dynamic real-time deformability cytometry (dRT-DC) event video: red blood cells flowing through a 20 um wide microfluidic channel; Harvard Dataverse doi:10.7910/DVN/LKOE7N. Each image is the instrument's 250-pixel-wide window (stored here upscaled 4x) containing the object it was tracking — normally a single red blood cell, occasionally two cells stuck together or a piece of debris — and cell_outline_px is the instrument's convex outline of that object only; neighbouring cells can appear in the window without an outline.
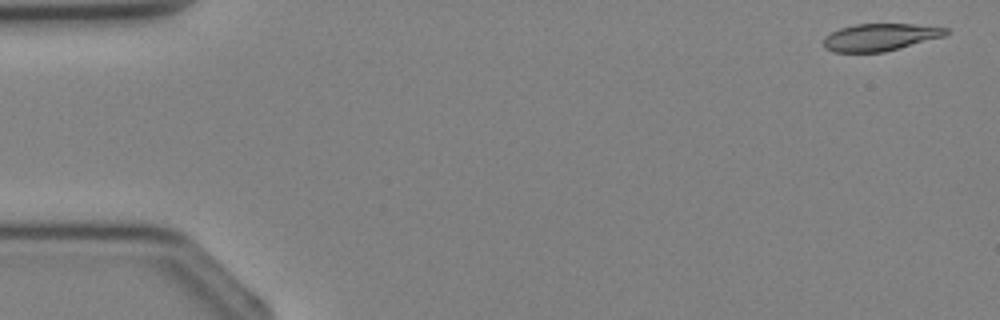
{"species": "Egyptian fruit bat (a non-hibernating species)", "species_latin": "Rousettus aegyptiacus", "temperature_condition": "cold", "stored_images_in_passage": 4, "camera_frame_rate_fps": 3000, "um_per_image_px": 0.085, "animal": {"sex": "female"}, "frame": {"image": 1, "passage_image": 1, "time_ms": 0.0, "image_size_px": [1000, 320], "cell_outline_px": [[948, 32], [944, 36], [884, 52], [832, 52], [824, 48], [824, 40], [832, 32], [840, 28], [856, 24], [912, 24], [948, 28]], "centroid_in_image_um": [74.8, 3.16], "position_along_channel_um": 10.2, "area_um2": 19.19}}
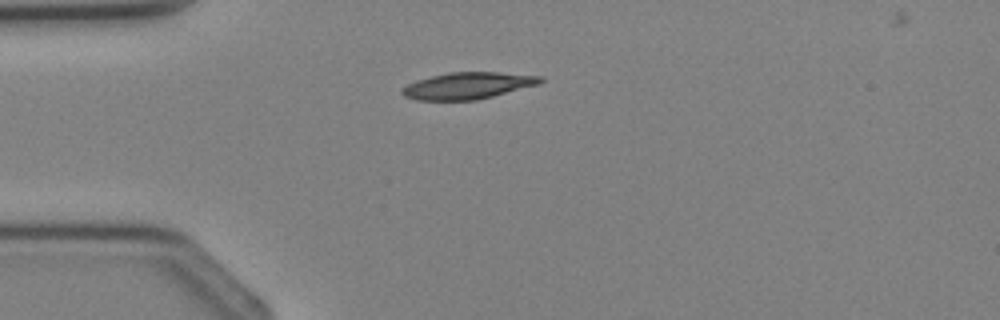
{"frame": {"image": 2, "passage_image": 3, "time_ms": 2.667, "image_size_px": [1000, 320], "cell_outline_px": [[544, 80], [540, 84], [476, 100], [416, 100], [404, 96], [400, 92], [408, 84], [416, 80], [448, 72], [500, 72], [544, 76]], "centroid_in_image_um": [39.79, 7.27], "position_along_channel_um": 45.2, "area_um2": 21.5}}